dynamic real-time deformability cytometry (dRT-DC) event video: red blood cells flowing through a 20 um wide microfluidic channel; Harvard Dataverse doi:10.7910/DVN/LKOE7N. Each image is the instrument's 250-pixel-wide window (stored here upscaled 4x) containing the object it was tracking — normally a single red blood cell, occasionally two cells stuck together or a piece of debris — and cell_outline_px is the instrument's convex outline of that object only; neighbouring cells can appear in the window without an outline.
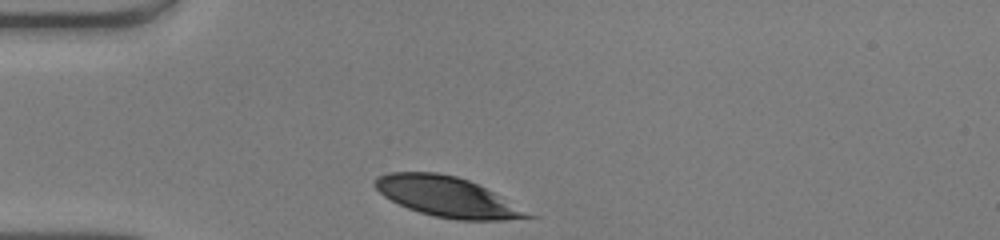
{"species": "human", "species_latin": "Homo sapiens", "temperature_condition": "warm", "stored_images_in_passage": 28, "camera_frame_rate_fps": 3000, "um_per_image_px": 0.085, "donor": {"sex": "male"}, "frame": {"image": 1, "passage_image": 1, "time_ms": 0.0, "image_size_px": [1000, 240], "cell_outline_px": [[540, 216], [504, 220], [456, 220], [432, 216], [408, 208], [384, 196], [372, 184], [376, 176], [388, 172], [436, 172], [456, 176], [468, 180]], "centroid_in_image_um": [38.01, 16.73], "position_along_channel_um": 47.0, "area_um2": 35.55}}
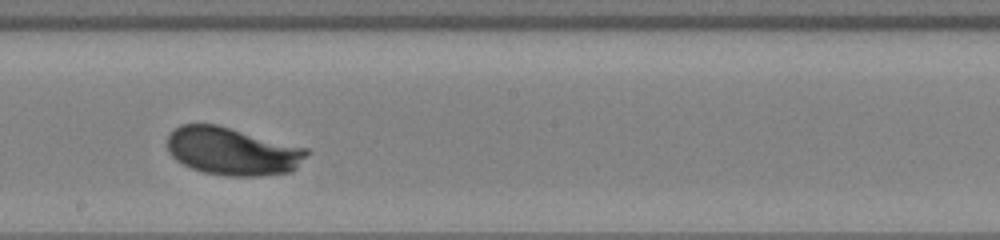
{"frame": {"image": 2, "passage_image": 16, "time_ms": 5.0, "image_size_px": [1000, 240], "cell_outline_px": [[312, 152], [296, 168], [288, 172], [256, 176], [224, 176], [204, 172], [192, 168], [176, 160], [168, 152], [168, 132], [180, 124], [216, 124], [308, 148]], "centroid_in_image_um": [19.76, 12.85], "position_along_channel_um": 228.4, "area_um2": 39.02}}
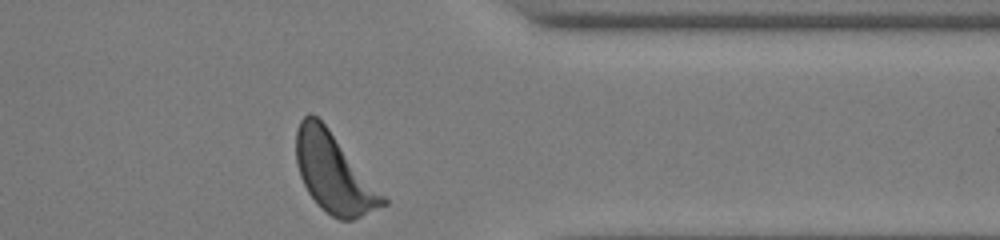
{"frame": {"image": 3, "passage_image": 28, "time_ms": 9.0, "image_size_px": [1000, 240], "cell_outline_px": [[388, 204], [352, 220], [340, 220], [332, 216], [308, 192], [300, 176], [296, 164], [296, 132], [300, 120], [308, 112], [312, 112], [328, 128], [388, 200]], "centroid_in_image_um": [28.36, 14.69], "position_along_channel_um": 383.0, "area_um2": 39.19}, "authors_computed_cell_mechanics": {"area_um2": 38.726, "velocity_mm_per_s": 4.0939, "shape_relaxation_time_tau1_ms": 2.2691, "shape_relaxation_time_tau2_ms": null, "deformation_change_tau1": 0.1558, "deformation_change_tau2": null}}